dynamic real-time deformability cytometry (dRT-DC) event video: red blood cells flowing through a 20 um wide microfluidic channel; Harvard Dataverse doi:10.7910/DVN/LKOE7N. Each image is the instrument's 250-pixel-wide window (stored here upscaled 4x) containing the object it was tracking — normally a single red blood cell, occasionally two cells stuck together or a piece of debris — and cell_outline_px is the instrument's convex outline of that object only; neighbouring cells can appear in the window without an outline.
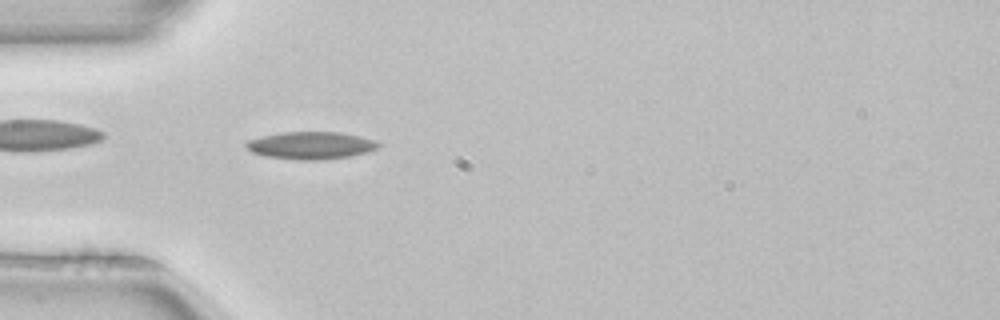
{"species": "common noctule bat (a hibernating species)", "species_latin": "Nyctalus noctula", "temperature_condition": "room temperature", "stored_images_in_passage": 51, "camera_frame_rate_fps": 3000, "um_per_image_px": 0.085, "animal": {"sex": "female", "body_mass_g": 22.7, "forearm_length_mm": 54.2}, "frame": {"image": 1, "passage_image": 15, "time_ms": 4.667, "image_size_px": [1000, 320], "cell_outline_px": [[380, 144], [376, 148], [368, 152], [352, 156], [316, 160], [296, 160], [264, 156], [252, 152], [244, 144], [248, 140], [260, 136], [280, 132], [340, 132], [360, 136], [372, 140]], "centroid_in_image_um": [26.38, 12.36], "position_along_channel_um": 58.6, "area_um2": 21.15}}
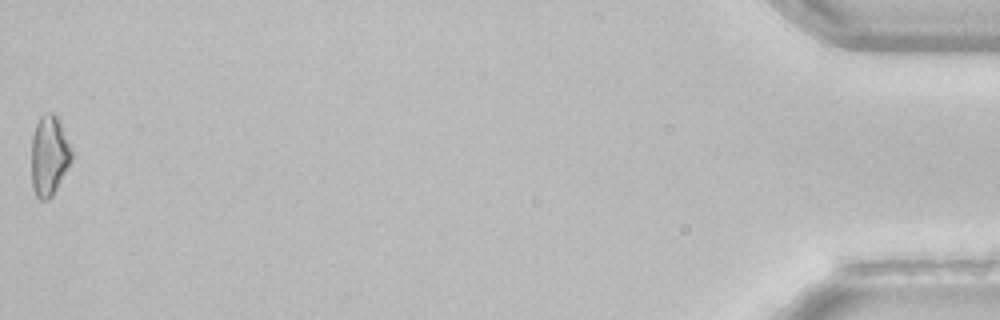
{"frame": {"image": 2, "passage_image": 51, "time_ms": 16.667, "image_size_px": [1000, 320], "cell_outline_px": [[76, 156], [52, 196], [48, 200], [40, 200], [36, 196], [32, 188], [32, 136], [36, 124], [40, 116], [48, 112], [52, 112], [60, 120]], "centroid_in_image_um": [4.23, 13.23], "position_along_channel_um": 431.0, "area_um2": 19.36}}